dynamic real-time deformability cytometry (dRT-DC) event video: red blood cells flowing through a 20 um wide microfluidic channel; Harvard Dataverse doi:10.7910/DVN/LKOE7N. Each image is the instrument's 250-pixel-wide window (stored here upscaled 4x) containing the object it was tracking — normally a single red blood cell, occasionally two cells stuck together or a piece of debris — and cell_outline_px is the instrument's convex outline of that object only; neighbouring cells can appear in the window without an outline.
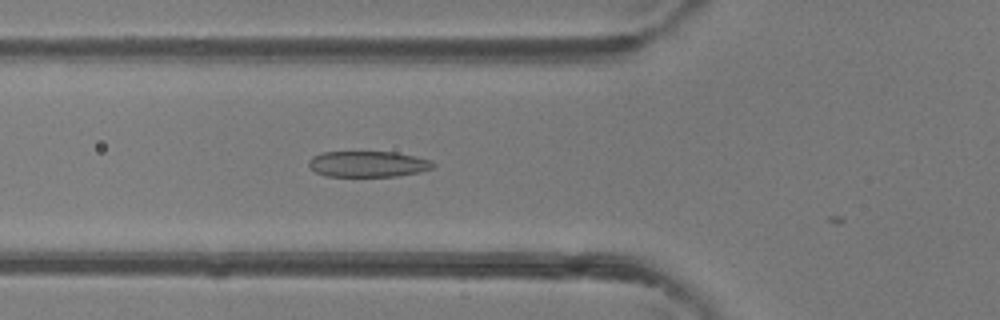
{"species": "common noctule bat (a hibernating species)", "species_latin": "Nyctalus noctula", "temperature_condition": "room temperature", "stored_images_in_passage": 9, "camera_frame_rate_fps": 3000, "um_per_image_px": 0.085, "animal": {"sex": "female"}, "frame": {"image": 1, "passage_image": 5, "time_ms": 1.333, "image_size_px": [1000, 320], "cell_outline_px": [[436, 164], [432, 168], [420, 172], [396, 176], [324, 176], [316, 172], [308, 164], [308, 160], [312, 156], [320, 152], [396, 152], [416, 156], [432, 160]], "centroid_in_image_um": [31.29, 13.94], "position_along_channel_um": 94.5, "area_um2": 18.9}}
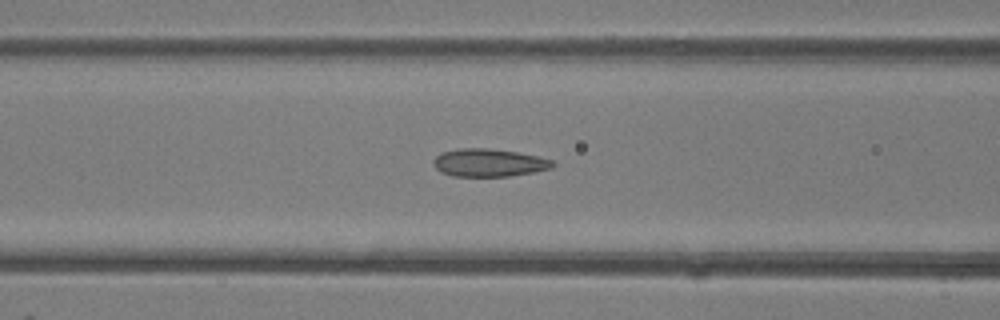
{"frame": {"image": 2, "passage_image": 7, "time_ms": 2.0, "image_size_px": [1000, 320], "cell_outline_px": [[556, 164], [552, 168], [512, 176], [452, 176], [440, 172], [432, 164], [432, 160], [440, 152], [456, 148], [488, 148], [516, 152], [536, 156], [552, 160]], "centroid_in_image_um": [41.5, 13.83], "position_along_channel_um": 125.1, "area_um2": 19.48}}